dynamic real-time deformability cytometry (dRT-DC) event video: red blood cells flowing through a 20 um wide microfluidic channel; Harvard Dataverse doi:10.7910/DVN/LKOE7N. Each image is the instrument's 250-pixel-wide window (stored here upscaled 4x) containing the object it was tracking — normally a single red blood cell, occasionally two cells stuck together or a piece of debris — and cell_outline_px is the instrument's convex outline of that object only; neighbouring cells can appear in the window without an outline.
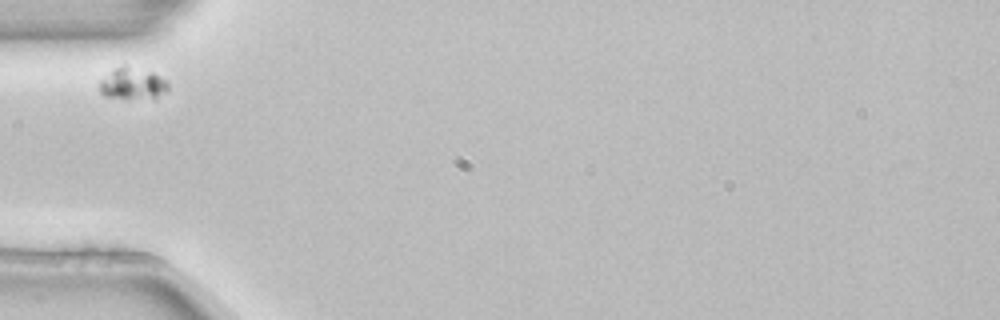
{"species": "common noctule bat (a hibernating species)", "species_latin": "Nyctalus noctula", "temperature_condition": "room temperature", "stored_images_in_passage": 3, "camera_frame_rate_fps": 3000, "um_per_image_px": 0.085, "animal": {"sex": "female", "body_mass_g": 22.7, "forearm_length_mm": 54.2}, "frame": {"image": 1, "passage_image": 1, "time_ms": 0.0, "image_size_px": [1000, 320], "cell_outline_px": [[168, 88], [164, 92], [156, 96], [128, 100], [124, 100], [104, 96], [100, 92], [100, 80], [112, 68], [120, 64], [124, 64], [152, 72], [160, 76], [168, 84]], "centroid_in_image_um": [11.18, 7.09], "position_along_channel_um": 73.8, "area_um2": 12.89}}